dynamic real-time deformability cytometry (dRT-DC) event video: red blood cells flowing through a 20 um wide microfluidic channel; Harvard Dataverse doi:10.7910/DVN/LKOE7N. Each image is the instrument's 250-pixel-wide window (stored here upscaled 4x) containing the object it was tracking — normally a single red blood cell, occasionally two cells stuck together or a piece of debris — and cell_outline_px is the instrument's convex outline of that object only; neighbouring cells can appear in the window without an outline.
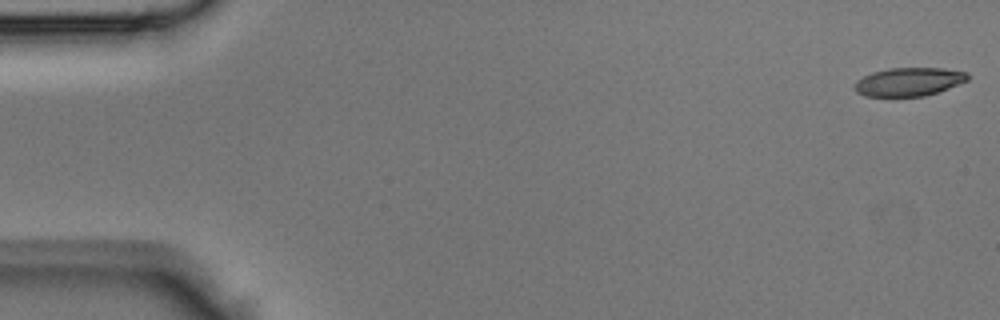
{"species": "Egyptian fruit bat (a non-hibernating species)", "species_latin": "Rousettus aegyptiacus", "temperature_condition": "room temperature", "stored_images_in_passage": 43, "camera_frame_rate_fps": 3000, "um_per_image_px": 0.085, "animal": {"sex": "male"}, "frame": {"image": 1, "passage_image": 1, "time_ms": 0.0, "image_size_px": [1000, 320], "cell_outline_px": [[968, 80], [948, 88], [924, 96], [864, 96], [856, 92], [856, 80], [872, 72], [888, 68], [944, 68], [968, 72]], "centroid_in_image_um": [77.26, 6.94], "position_along_channel_um": 7.7, "area_um2": 18.61}}
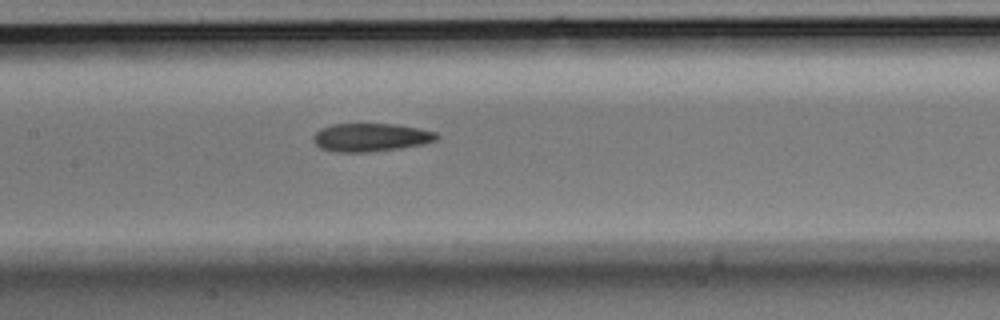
{"frame": {"image": 2, "passage_image": 21, "time_ms": 6.667, "image_size_px": [1000, 320], "cell_outline_px": [[440, 136], [436, 140], [424, 144], [400, 148], [368, 152], [336, 152], [320, 148], [312, 140], [312, 136], [320, 128], [332, 124], [396, 124], [420, 128], [436, 132]], "centroid_in_image_um": [31.51, 11.67], "position_along_channel_um": 175.9, "area_um2": 20.46}}
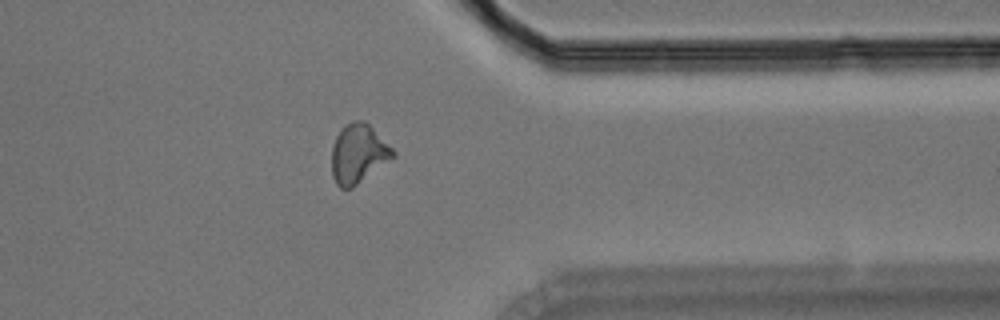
{"frame": {"image": 3, "passage_image": 35, "time_ms": 11.333, "image_size_px": [1000, 320], "cell_outline_px": [[396, 156], [352, 188], [340, 188], [336, 184], [332, 176], [332, 144], [336, 136], [344, 124], [352, 120], [364, 120], [396, 152]], "centroid_in_image_um": [30.44, 13.06], "position_along_channel_um": 381.0, "area_um2": 21.1}}